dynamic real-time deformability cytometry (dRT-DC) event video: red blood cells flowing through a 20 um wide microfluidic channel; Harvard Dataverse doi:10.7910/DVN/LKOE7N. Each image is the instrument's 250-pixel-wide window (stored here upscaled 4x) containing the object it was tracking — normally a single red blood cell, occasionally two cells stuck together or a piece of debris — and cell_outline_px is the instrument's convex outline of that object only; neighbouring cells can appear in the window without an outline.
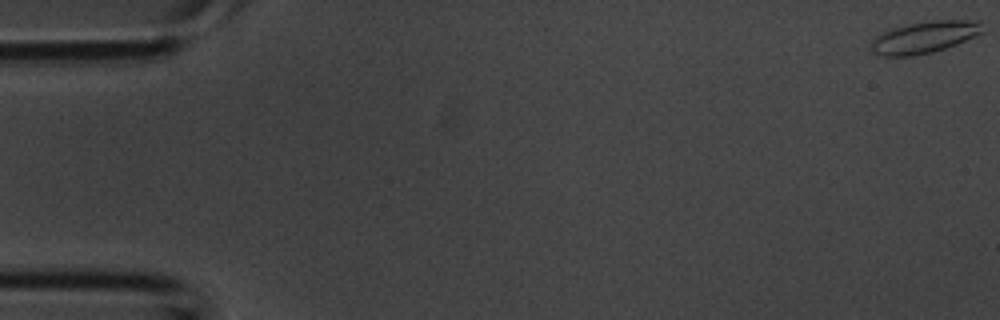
{"species": "common noctule bat (a hibernating species)", "species_latin": "Nyctalus noctula", "temperature_condition": "room temperature", "stored_images_in_passage": 4, "camera_frame_rate_fps": 3000, "um_per_image_px": 0.085, "animal": {"sex": "male", "body_mass_g": 20.1, "forearm_length_mm": 53.5}, "frame": {"image": 1, "passage_image": 1, "time_ms": 0.0, "image_size_px": [1000, 320], "cell_outline_px": [[984, 32], [956, 44], [932, 52], [912, 56], [880, 56], [872, 52], [868, 48], [868, 44], [872, 36], [892, 28], [908, 24], [936, 20], [980, 20]], "centroid_in_image_um": [78.49, 3.17], "position_along_channel_um": 6.5, "area_um2": 20.98}}